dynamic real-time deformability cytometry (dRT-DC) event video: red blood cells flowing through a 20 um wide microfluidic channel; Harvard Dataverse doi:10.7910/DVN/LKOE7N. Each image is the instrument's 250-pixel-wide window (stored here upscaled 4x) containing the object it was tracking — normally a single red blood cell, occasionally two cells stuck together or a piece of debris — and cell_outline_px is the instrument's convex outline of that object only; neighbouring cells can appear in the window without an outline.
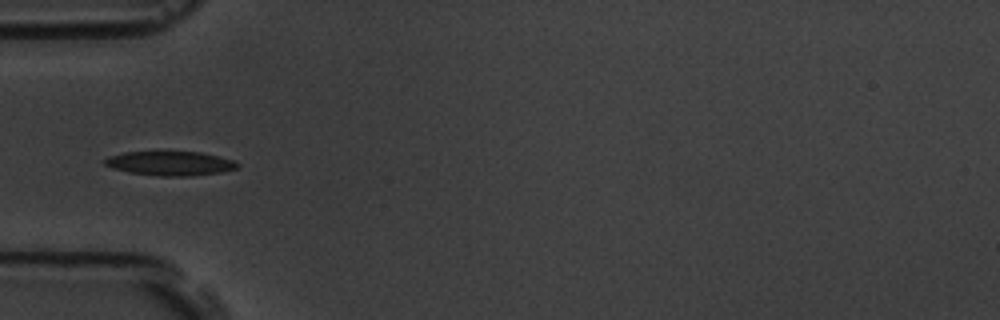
{"species": "common noctule bat (a hibernating species)", "species_latin": "Nyctalus noctula", "temperature_condition": "room temperature", "stored_images_in_passage": 7, "camera_frame_rate_fps": 3000, "um_per_image_px": 0.085, "animal": {"sex": "male", "body_mass_g": 19.5, "forearm_length_mm": 54.6}, "frame": {"image": 1, "passage_image": 5, "time_ms": 4.667, "image_size_px": [1000, 320], "cell_outline_px": [[240, 164], [236, 168], [224, 172], [192, 176], [160, 176], [128, 172], [112, 168], [104, 164], [100, 160], [108, 156], [124, 152], [200, 152], [232, 160]], "centroid_in_image_um": [14.42, 13.89], "position_along_channel_um": 70.6, "area_um2": 18.79}}
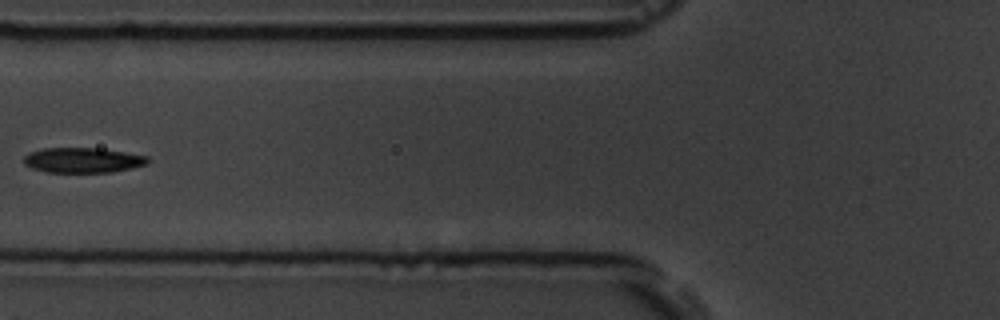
{"frame": {"image": 2, "passage_image": 6, "time_ms": 6.0, "image_size_px": [1000, 320], "cell_outline_px": [[148, 164], [132, 168], [112, 172], [48, 172], [32, 168], [24, 164], [24, 156], [28, 152], [44, 148], [96, 148], [124, 152], [148, 156]], "centroid_in_image_um": [7.03, 13.61], "position_along_channel_um": 118.8, "area_um2": 18.09}}
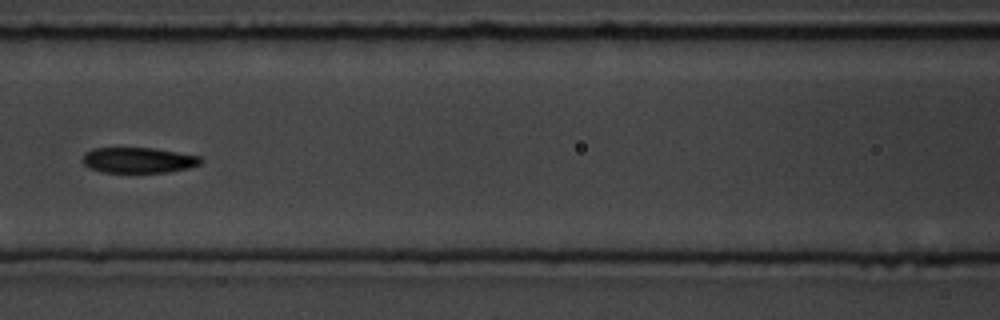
{"frame": {"image": 3, "passage_image": 7, "time_ms": 7.0, "image_size_px": [1000, 320], "cell_outline_px": [[204, 160], [200, 164], [188, 168], [168, 172], [100, 172], [88, 168], [84, 164], [84, 152], [92, 148], [152, 148], [200, 156]], "centroid_in_image_um": [11.75, 13.61], "position_along_channel_um": 154.8, "area_um2": 17.57}}